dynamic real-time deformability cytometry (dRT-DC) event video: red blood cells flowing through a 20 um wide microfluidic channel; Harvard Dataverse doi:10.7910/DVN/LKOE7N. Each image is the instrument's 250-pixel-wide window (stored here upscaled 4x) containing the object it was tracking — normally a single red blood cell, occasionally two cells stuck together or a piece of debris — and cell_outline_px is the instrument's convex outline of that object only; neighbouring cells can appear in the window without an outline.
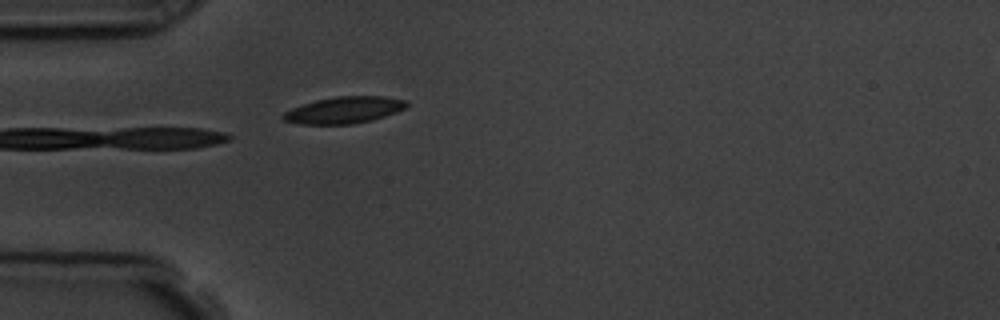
{"species": "common noctule bat (a hibernating species)", "species_latin": "Nyctalus noctula", "temperature_condition": "room temperature", "stored_images_in_passage": 2, "camera_frame_rate_fps": 3000, "um_per_image_px": 0.085, "animal": {"sex": "male", "body_mass_g": 19.5, "forearm_length_mm": 54.6}, "frame": {"image": 1, "passage_image": 2, "time_ms": 1.333, "image_size_px": [1000, 320], "cell_outline_px": [[408, 108], [372, 120], [352, 124], [300, 124], [284, 120], [280, 116], [284, 112], [292, 108], [316, 100], [336, 96], [384, 96], [408, 100]], "centroid_in_image_um": [29.29, 9.35], "position_along_channel_um": 55.7, "area_um2": 19.25}}